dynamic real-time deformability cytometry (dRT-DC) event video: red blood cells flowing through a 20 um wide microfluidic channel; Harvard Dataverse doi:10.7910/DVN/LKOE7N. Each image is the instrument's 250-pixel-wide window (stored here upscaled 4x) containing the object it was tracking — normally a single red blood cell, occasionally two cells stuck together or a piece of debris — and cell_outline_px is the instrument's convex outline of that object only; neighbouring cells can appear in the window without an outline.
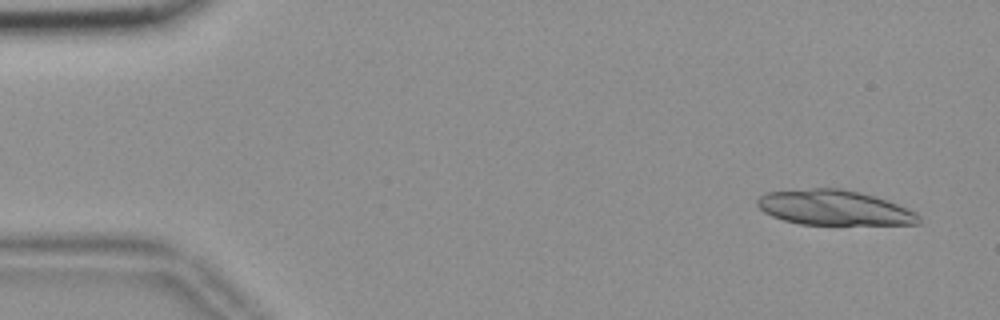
{"species": "common noctule bat (a hibernating species)", "species_latin": "Nyctalus noctula", "temperature_condition": "room temperature", "stored_images_in_passage": 19, "camera_frame_rate_fps": 3000, "um_per_image_px": 0.085, "animal": {"sex": "female", "body_mass_g": 18.4}, "frame": {"image": 1, "passage_image": 3, "time_ms": 0.667, "image_size_px": [1000, 320], "cell_outline_px": [[920, 224], [800, 224], [784, 220], [772, 216], [764, 212], [756, 204], [756, 200], [764, 192], [812, 188], [840, 188], [860, 192], [896, 204], [916, 212], [920, 216]], "centroid_in_image_um": [70.86, 17.65], "position_along_channel_um": 14.1, "area_um2": 32.71}}